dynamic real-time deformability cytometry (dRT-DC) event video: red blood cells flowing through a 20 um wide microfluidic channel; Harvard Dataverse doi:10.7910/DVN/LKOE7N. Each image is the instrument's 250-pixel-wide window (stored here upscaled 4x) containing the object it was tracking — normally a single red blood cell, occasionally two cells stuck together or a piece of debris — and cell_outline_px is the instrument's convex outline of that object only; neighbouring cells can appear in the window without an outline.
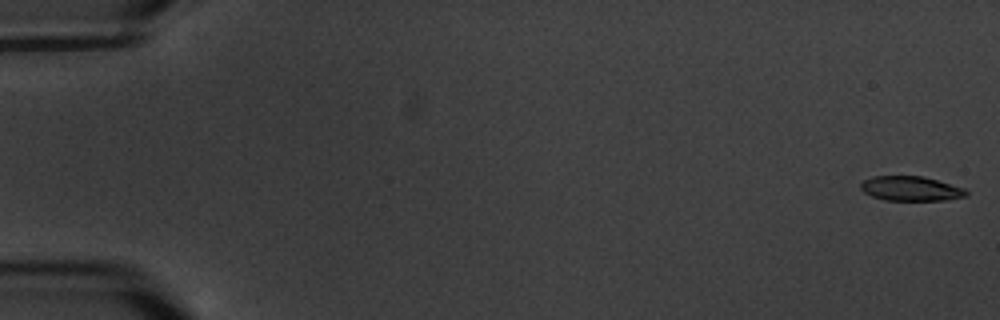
{"species": "common noctule bat (a hibernating species)", "species_latin": "Nyctalus noctula", "temperature_condition": "warm", "stored_images_in_passage": 5, "camera_frame_rate_fps": 3000, "um_per_image_px": 0.085, "animal": {"sex": "male", "body_mass_g": 20.1, "forearm_length_mm": 53.5}, "frame": {"image": 1, "passage_image": 1, "time_ms": 0.0, "image_size_px": [1000, 320], "cell_outline_px": [[968, 196], [944, 200], [884, 200], [872, 196], [864, 192], [860, 188], [860, 184], [864, 180], [872, 176], [924, 176], [964, 188], [968, 192]], "centroid_in_image_um": [77.42, 16.02], "position_along_channel_um": 7.6, "area_um2": 15.14}}
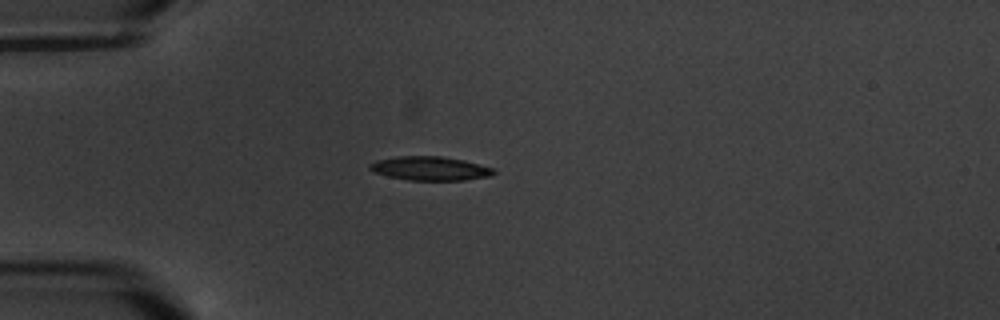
{"frame": {"image": 2, "passage_image": 5, "time_ms": 5.333, "image_size_px": [1000, 320], "cell_outline_px": [[496, 172], [488, 176], [464, 180], [408, 180], [388, 176], [372, 172], [368, 168], [368, 164], [376, 160], [396, 156], [440, 156], [464, 160], [492, 168]], "centroid_in_image_um": [36.48, 14.31], "position_along_channel_um": 48.5, "area_um2": 17.22}}